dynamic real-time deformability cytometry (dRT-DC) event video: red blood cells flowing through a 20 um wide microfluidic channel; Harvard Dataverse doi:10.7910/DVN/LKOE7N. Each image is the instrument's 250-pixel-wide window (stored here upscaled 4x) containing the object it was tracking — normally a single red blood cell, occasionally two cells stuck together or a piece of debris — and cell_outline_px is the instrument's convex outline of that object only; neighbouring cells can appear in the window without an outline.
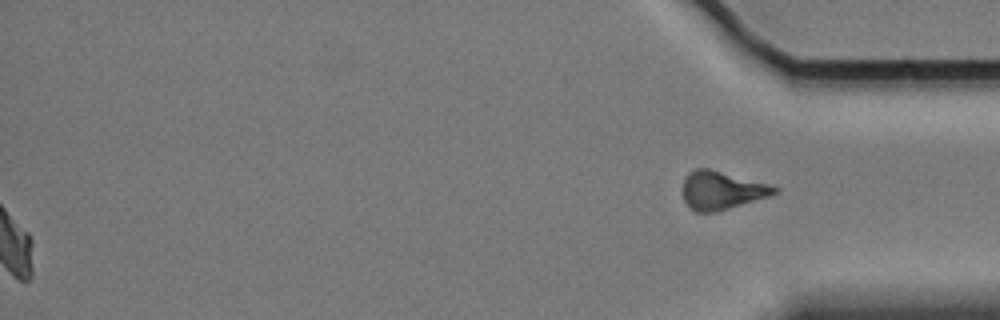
{"species": "Egyptian fruit bat (a non-hibernating species)", "species_latin": "Rousettus aegyptiacus", "temperature_condition": "cold", "stored_images_in_passage": 58, "segment_of_instrument_passage": [2, 2], "camera_frame_rate_fps": 3000, "um_per_image_px": 0.085, "animal": {"sex": "female"}, "frame": {"image": 1, "passage_image": 58, "time_ms": 19.0, "image_size_px": [1000, 320], "cell_outline_px": [[780, 188], [776, 192], [768, 196], [728, 208], [712, 212], [696, 212], [684, 200], [684, 176], [688, 172], [696, 168], [708, 168]], "centroid_in_image_um": [61.29, 16.16], "position_along_channel_um": 373.9, "area_um2": 19.71}}